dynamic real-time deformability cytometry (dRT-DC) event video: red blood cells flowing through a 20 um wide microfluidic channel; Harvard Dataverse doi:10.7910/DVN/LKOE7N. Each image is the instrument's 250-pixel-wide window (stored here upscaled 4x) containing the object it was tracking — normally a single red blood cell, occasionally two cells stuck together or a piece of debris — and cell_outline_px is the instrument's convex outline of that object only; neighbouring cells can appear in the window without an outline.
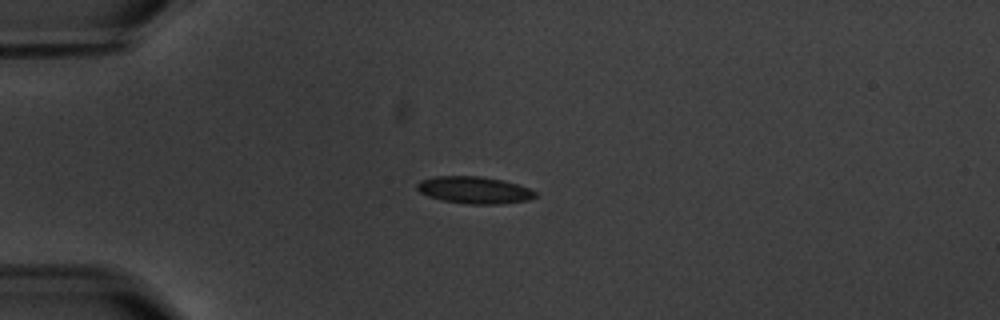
{"species": "common noctule bat (a hibernating species)", "species_latin": "Nyctalus noctula", "temperature_condition": "warm", "stored_images_in_passage": 4, "camera_frame_rate_fps": 3000, "um_per_image_px": 0.085, "animal": {"sex": "male", "body_mass_g": 20.1, "forearm_length_mm": 53.5}, "frame": {"image": 1, "passage_image": 4, "time_ms": 3.333, "image_size_px": [1000, 320], "cell_outline_px": [[536, 196], [528, 200], [500, 204], [468, 204], [440, 200], [428, 196], [420, 192], [416, 188], [416, 184], [420, 180], [436, 176], [480, 176], [500, 180], [516, 184], [528, 188], [536, 192]], "centroid_in_image_um": [40.27, 16.16], "position_along_channel_um": 44.7, "area_um2": 18.55}}